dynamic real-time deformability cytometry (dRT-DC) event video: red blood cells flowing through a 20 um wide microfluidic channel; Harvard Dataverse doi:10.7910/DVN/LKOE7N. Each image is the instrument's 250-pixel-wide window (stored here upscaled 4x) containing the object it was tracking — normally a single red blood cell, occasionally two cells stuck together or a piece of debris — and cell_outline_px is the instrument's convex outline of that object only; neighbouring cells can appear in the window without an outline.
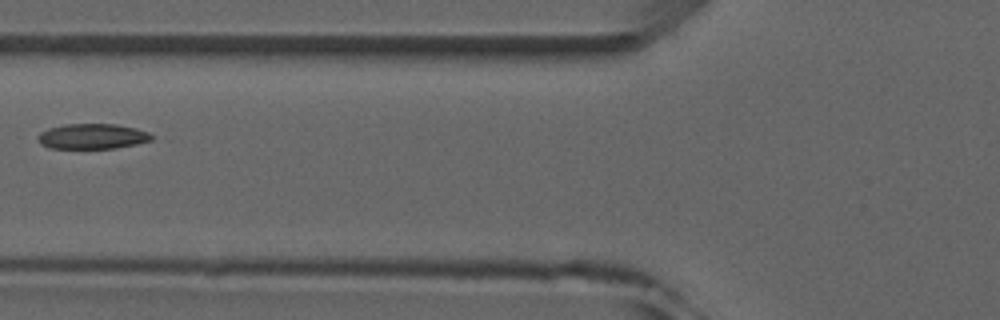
{"species": "common noctule bat (a hibernating species)", "species_latin": "Nyctalus noctula", "temperature_condition": "room temperature", "stored_images_in_passage": 4, "camera_frame_rate_fps": 3000, "um_per_image_px": 0.085, "animal": {"sex": "male", "forearm_length_mm": 52.5}, "frame": {"image": 1, "passage_image": 3, "time_ms": 2.333, "image_size_px": [1000, 320], "cell_outline_px": [[152, 140], [136, 144], [116, 148], [48, 148], [40, 144], [36, 136], [40, 132], [48, 128], [64, 124], [116, 124], [136, 128], [148, 132], [152, 136]], "centroid_in_image_um": [7.81, 11.59], "position_along_channel_um": 118.0, "area_um2": 16.82}}
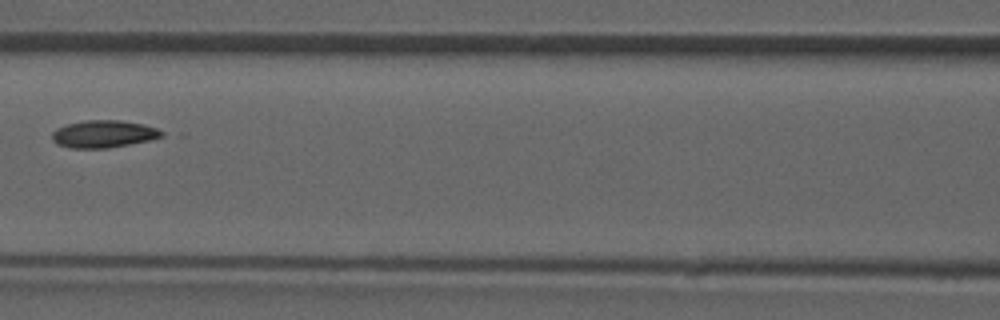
{"frame": {"image": 2, "passage_image": 4, "time_ms": 3.333, "image_size_px": [1000, 320], "cell_outline_px": [[164, 136], [148, 140], [108, 148], [68, 148], [56, 144], [52, 140], [52, 132], [56, 128], [68, 124], [84, 120], [120, 120], [144, 124], [156, 128], [164, 132]], "centroid_in_image_um": [8.78, 11.38], "position_along_channel_um": 157.8, "area_um2": 17.51}}